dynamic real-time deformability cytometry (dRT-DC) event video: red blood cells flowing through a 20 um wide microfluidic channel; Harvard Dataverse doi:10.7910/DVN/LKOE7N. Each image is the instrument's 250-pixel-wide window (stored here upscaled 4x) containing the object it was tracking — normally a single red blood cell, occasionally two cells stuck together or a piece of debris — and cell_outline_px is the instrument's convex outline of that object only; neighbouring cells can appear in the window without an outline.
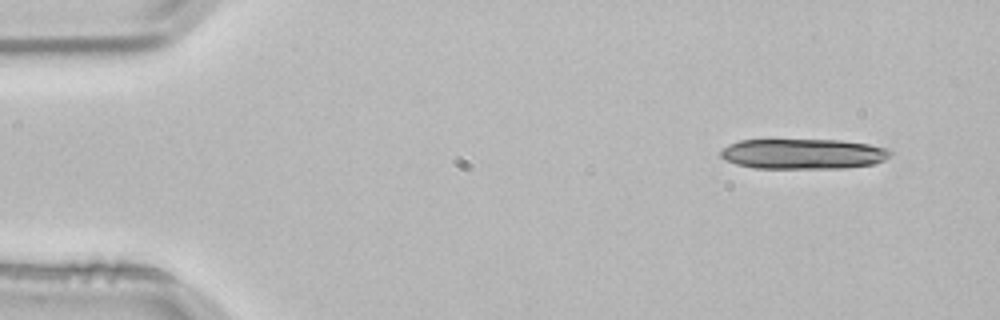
{"species": "common noctule bat (a hibernating species)", "species_latin": "Nyctalus noctula", "temperature_condition": "room temperature", "stored_images_in_passage": 4, "camera_frame_rate_fps": 3000, "um_per_image_px": 0.085, "animal": {"sex": "male", "body_mass_g": 21.5, "forearm_length_mm": 52.0}, "frame": {"image": 1, "passage_image": 1, "time_ms": 0.0, "image_size_px": [1000, 320], "cell_outline_px": [[892, 156], [876, 164], [844, 168], [756, 168], [736, 164], [724, 160], [720, 156], [720, 148], [728, 144], [740, 140], [840, 140], [868, 144], [888, 148], [892, 152]], "centroid_in_image_um": [68.27, 13.08], "position_along_channel_um": 16.7, "area_um2": 30.23}}
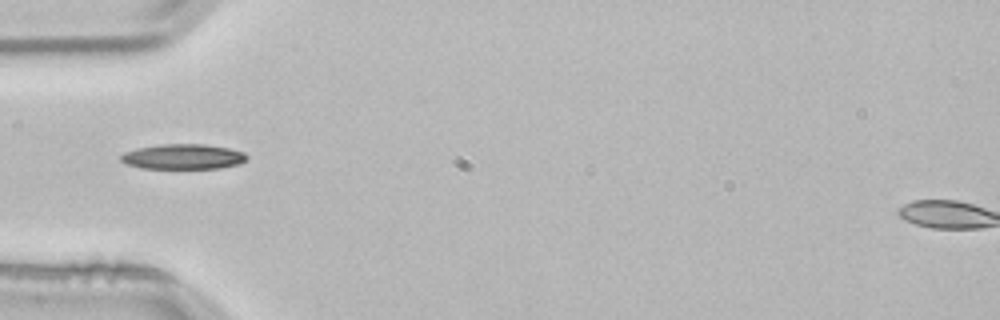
{"frame": {"image": 2, "passage_image": 4, "time_ms": 1.0, "image_size_px": [1000, 320], "cell_outline_px": [[248, 160], [240, 164], [220, 168], [140, 168], [124, 164], [120, 160], [120, 156], [124, 152], [136, 148], [160, 144], [204, 144], [228, 148], [244, 152], [248, 156]], "centroid_in_image_um": [15.56, 13.31], "position_along_channel_um": 69.4, "area_um2": 18.67}}